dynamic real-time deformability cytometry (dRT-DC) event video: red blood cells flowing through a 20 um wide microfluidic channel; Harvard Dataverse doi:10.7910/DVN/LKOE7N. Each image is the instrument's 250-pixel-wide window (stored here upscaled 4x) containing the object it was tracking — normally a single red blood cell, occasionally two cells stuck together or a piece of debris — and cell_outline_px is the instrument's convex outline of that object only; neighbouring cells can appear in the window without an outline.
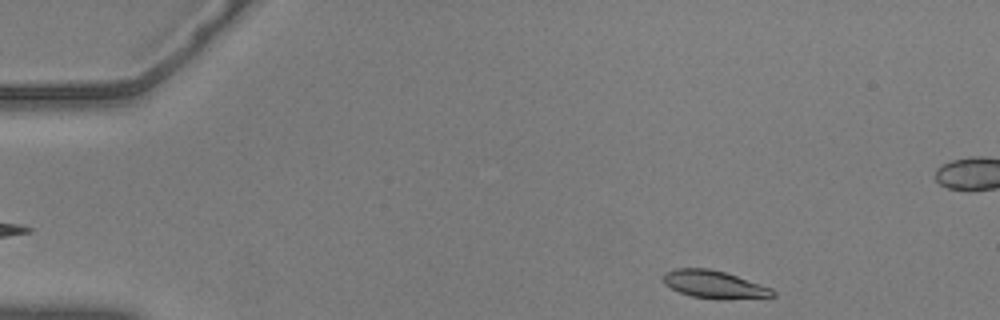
{"species": "common noctule bat (a hibernating species)", "species_latin": "Nyctalus noctula", "temperature_condition": "warm", "stored_images_in_passage": 51, "segment_of_instrument_passage": [1, 2], "camera_frame_rate_fps": 3000, "um_per_image_px": 0.085, "animal": {"sex": "male", "body_mass_g": 20.5, "forearm_length_mm": 52.5}, "frame": {"image": 1, "passage_image": 2, "time_ms": 0.333, "image_size_px": [1000, 320], "cell_outline_px": [[776, 296], [720, 300], [692, 296], [680, 292], [664, 284], [664, 272], [676, 268], [708, 268], [724, 272], [772, 288], [776, 292]], "centroid_in_image_um": [60.71, 24.18], "position_along_channel_um": 24.3, "area_um2": 17.57}}
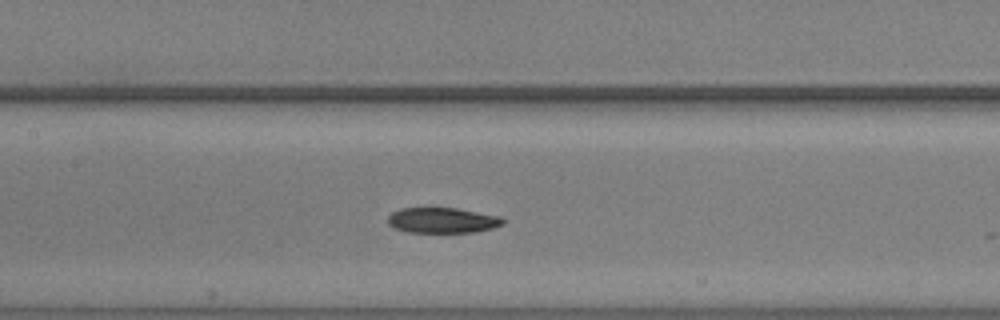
{"frame": {"image": 2, "passage_image": 21, "time_ms": 6.667, "image_size_px": [1000, 320], "cell_outline_px": [[504, 224], [492, 228], [476, 232], [408, 232], [392, 228], [388, 224], [388, 216], [392, 212], [400, 208], [424, 204], [456, 208], [500, 216], [504, 220]], "centroid_in_image_um": [37.52, 18.68], "position_along_channel_um": 169.9, "area_um2": 17.92}}
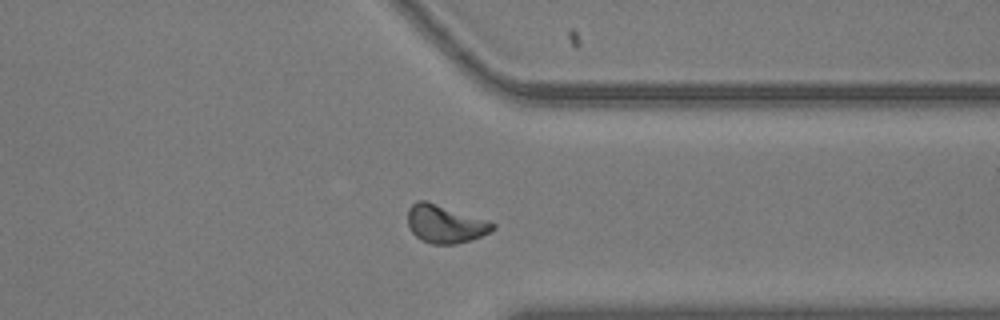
{"frame": {"image": 3, "passage_image": 38, "time_ms": 12.333, "image_size_px": [1000, 320], "cell_outline_px": [[496, 228], [472, 240], [456, 244], [432, 244], [416, 236], [412, 232], [408, 224], [408, 208], [416, 200], [424, 200], [488, 220], [496, 224]], "centroid_in_image_um": [37.84, 19.03], "position_along_channel_um": 373.6, "area_um2": 18.67}}